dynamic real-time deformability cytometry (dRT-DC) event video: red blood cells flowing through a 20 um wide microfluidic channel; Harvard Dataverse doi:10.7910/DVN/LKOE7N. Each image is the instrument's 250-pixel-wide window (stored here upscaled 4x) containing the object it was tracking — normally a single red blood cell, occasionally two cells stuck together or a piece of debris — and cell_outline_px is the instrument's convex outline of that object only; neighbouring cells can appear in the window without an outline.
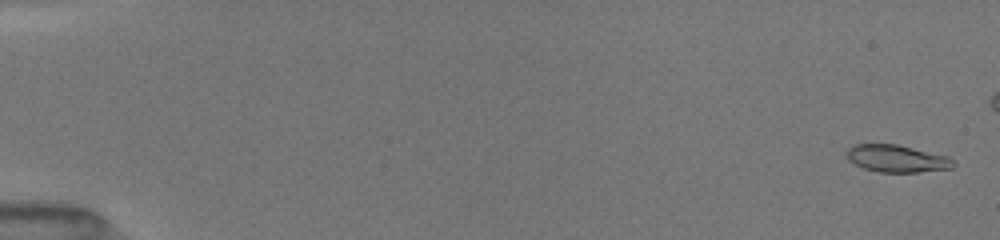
{"species": "common noctule bat (a hibernating species)", "species_latin": "Nyctalus noctula", "temperature_condition": "room temperature", "stored_images_in_passage": 46, "camera_frame_rate_fps": 3000, "um_per_image_px": 0.085, "animal": {"sex": "female", "body_mass_g": 19.5, "forearm_length_mm": 54.1}, "frame": {"image": 1, "passage_image": 2, "time_ms": 0.333, "image_size_px": [1000, 240], "cell_outline_px": [[956, 164], [952, 168], [916, 172], [880, 172], [864, 168], [848, 160], [844, 152], [848, 148], [856, 144], [896, 144], [948, 156]], "centroid_in_image_um": [76.21, 13.47], "position_along_channel_um": 8.8, "area_um2": 16.88}}
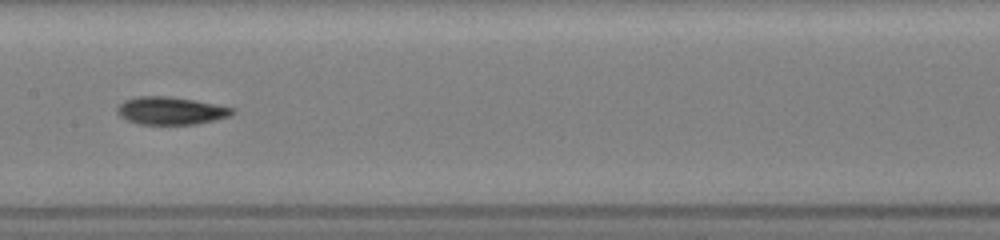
{"frame": {"image": 2, "passage_image": 28, "time_ms": 9.0, "image_size_px": [1000, 240], "cell_outline_px": [[236, 112], [228, 116], [196, 124], [136, 124], [124, 120], [116, 112], [116, 108], [124, 100], [136, 96], [168, 96], [196, 100], [236, 108]], "centroid_in_image_um": [14.48, 9.4], "position_along_channel_um": 192.9, "area_um2": 18.79}}
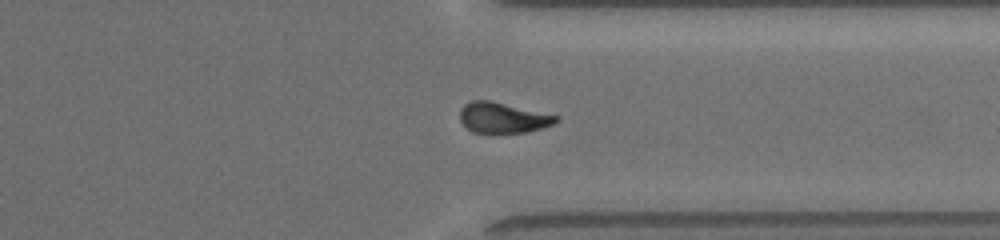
{"frame": {"image": 3, "passage_image": 41, "time_ms": 13.333, "image_size_px": [1000, 240], "cell_outline_px": [[560, 120], [556, 124], [524, 132], [472, 132], [460, 120], [460, 108], [464, 104], [472, 100], [488, 100], [560, 116]], "centroid_in_image_um": [42.76, 9.99], "position_along_channel_um": 368.6, "area_um2": 16.94}}